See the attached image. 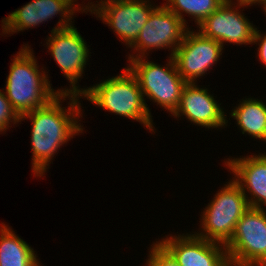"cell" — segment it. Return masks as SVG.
I'll return each instance as SVG.
<instances>
[{"label": "cell", "instance_id": "22", "mask_svg": "<svg viewBox=\"0 0 266 266\" xmlns=\"http://www.w3.org/2000/svg\"><path fill=\"white\" fill-rule=\"evenodd\" d=\"M236 2L239 4L248 5L249 7L252 6L253 4L254 6L258 4V0H236L235 3Z\"/></svg>", "mask_w": 266, "mask_h": 266}, {"label": "cell", "instance_id": "6", "mask_svg": "<svg viewBox=\"0 0 266 266\" xmlns=\"http://www.w3.org/2000/svg\"><path fill=\"white\" fill-rule=\"evenodd\" d=\"M225 247L230 266H266V208L248 209Z\"/></svg>", "mask_w": 266, "mask_h": 266}, {"label": "cell", "instance_id": "1", "mask_svg": "<svg viewBox=\"0 0 266 266\" xmlns=\"http://www.w3.org/2000/svg\"><path fill=\"white\" fill-rule=\"evenodd\" d=\"M67 98V99H66ZM81 95L60 93L46 106L32 110L20 116V122L31 120V152L32 172L35 177L46 175L49 164L56 152L75 135L84 133L80 103ZM64 100L68 102L67 109L62 107Z\"/></svg>", "mask_w": 266, "mask_h": 266}, {"label": "cell", "instance_id": "9", "mask_svg": "<svg viewBox=\"0 0 266 266\" xmlns=\"http://www.w3.org/2000/svg\"><path fill=\"white\" fill-rule=\"evenodd\" d=\"M80 11L87 13L85 6L77 4V0H33L2 19V34L13 35L29 28L33 29L57 15L61 19L51 31L69 28L74 26V14Z\"/></svg>", "mask_w": 266, "mask_h": 266}, {"label": "cell", "instance_id": "7", "mask_svg": "<svg viewBox=\"0 0 266 266\" xmlns=\"http://www.w3.org/2000/svg\"><path fill=\"white\" fill-rule=\"evenodd\" d=\"M152 5L150 0H99L97 4L88 2L85 8L111 26L119 41L129 48L157 7Z\"/></svg>", "mask_w": 266, "mask_h": 266}, {"label": "cell", "instance_id": "23", "mask_svg": "<svg viewBox=\"0 0 266 266\" xmlns=\"http://www.w3.org/2000/svg\"><path fill=\"white\" fill-rule=\"evenodd\" d=\"M258 5H261L264 10L266 8V0H258Z\"/></svg>", "mask_w": 266, "mask_h": 266}, {"label": "cell", "instance_id": "20", "mask_svg": "<svg viewBox=\"0 0 266 266\" xmlns=\"http://www.w3.org/2000/svg\"><path fill=\"white\" fill-rule=\"evenodd\" d=\"M12 122V123H11ZM20 122V116L13 109L10 101L6 98L4 90H0V134L6 133L9 127Z\"/></svg>", "mask_w": 266, "mask_h": 266}, {"label": "cell", "instance_id": "11", "mask_svg": "<svg viewBox=\"0 0 266 266\" xmlns=\"http://www.w3.org/2000/svg\"><path fill=\"white\" fill-rule=\"evenodd\" d=\"M223 50L218 41L203 36L198 29H188L172 57L181 77L187 83H196L217 64Z\"/></svg>", "mask_w": 266, "mask_h": 266}, {"label": "cell", "instance_id": "21", "mask_svg": "<svg viewBox=\"0 0 266 266\" xmlns=\"http://www.w3.org/2000/svg\"><path fill=\"white\" fill-rule=\"evenodd\" d=\"M255 28L252 44L258 45L257 56L258 60L266 66V34Z\"/></svg>", "mask_w": 266, "mask_h": 266}, {"label": "cell", "instance_id": "14", "mask_svg": "<svg viewBox=\"0 0 266 266\" xmlns=\"http://www.w3.org/2000/svg\"><path fill=\"white\" fill-rule=\"evenodd\" d=\"M208 88H200L197 83H187L174 113L175 118L185 116L188 121L208 129L227 127L228 120L221 103L218 104Z\"/></svg>", "mask_w": 266, "mask_h": 266}, {"label": "cell", "instance_id": "19", "mask_svg": "<svg viewBox=\"0 0 266 266\" xmlns=\"http://www.w3.org/2000/svg\"><path fill=\"white\" fill-rule=\"evenodd\" d=\"M146 260L147 266H180L174 257L158 242H153Z\"/></svg>", "mask_w": 266, "mask_h": 266}, {"label": "cell", "instance_id": "10", "mask_svg": "<svg viewBox=\"0 0 266 266\" xmlns=\"http://www.w3.org/2000/svg\"><path fill=\"white\" fill-rule=\"evenodd\" d=\"M189 25L185 23L163 4L152 11L148 21L140 31L135 42L130 46L133 53L128 59H136L149 56L151 50L168 49L173 55L182 43ZM135 51V52H134ZM136 53V54H135Z\"/></svg>", "mask_w": 266, "mask_h": 266}, {"label": "cell", "instance_id": "15", "mask_svg": "<svg viewBox=\"0 0 266 266\" xmlns=\"http://www.w3.org/2000/svg\"><path fill=\"white\" fill-rule=\"evenodd\" d=\"M225 160L226 169L228 168L230 174L231 172L234 174L232 179L240 186L250 208L264 209L266 207V154H252Z\"/></svg>", "mask_w": 266, "mask_h": 266}, {"label": "cell", "instance_id": "5", "mask_svg": "<svg viewBox=\"0 0 266 266\" xmlns=\"http://www.w3.org/2000/svg\"><path fill=\"white\" fill-rule=\"evenodd\" d=\"M168 58L165 66L147 57L128 59L127 68L136 77L143 96L173 114L187 82L178 73L173 57Z\"/></svg>", "mask_w": 266, "mask_h": 266}, {"label": "cell", "instance_id": "13", "mask_svg": "<svg viewBox=\"0 0 266 266\" xmlns=\"http://www.w3.org/2000/svg\"><path fill=\"white\" fill-rule=\"evenodd\" d=\"M167 236L158 242L180 266H230L223 244L200 238L193 232Z\"/></svg>", "mask_w": 266, "mask_h": 266}, {"label": "cell", "instance_id": "8", "mask_svg": "<svg viewBox=\"0 0 266 266\" xmlns=\"http://www.w3.org/2000/svg\"><path fill=\"white\" fill-rule=\"evenodd\" d=\"M50 32L46 47L48 46V51L70 83V88H60L57 91L81 95L83 88L77 83L85 72L86 63L89 62L88 57L91 56L89 46L75 26Z\"/></svg>", "mask_w": 266, "mask_h": 266}, {"label": "cell", "instance_id": "17", "mask_svg": "<svg viewBox=\"0 0 266 266\" xmlns=\"http://www.w3.org/2000/svg\"><path fill=\"white\" fill-rule=\"evenodd\" d=\"M241 100L231 110L230 116L236 120L242 134L266 142V104L251 97Z\"/></svg>", "mask_w": 266, "mask_h": 266}, {"label": "cell", "instance_id": "2", "mask_svg": "<svg viewBox=\"0 0 266 266\" xmlns=\"http://www.w3.org/2000/svg\"><path fill=\"white\" fill-rule=\"evenodd\" d=\"M13 56L3 90L13 109L22 116L46 106L60 93L53 89L48 72L43 67L39 69L33 49L28 44Z\"/></svg>", "mask_w": 266, "mask_h": 266}, {"label": "cell", "instance_id": "16", "mask_svg": "<svg viewBox=\"0 0 266 266\" xmlns=\"http://www.w3.org/2000/svg\"><path fill=\"white\" fill-rule=\"evenodd\" d=\"M0 225V266H39L35 250L4 222Z\"/></svg>", "mask_w": 266, "mask_h": 266}, {"label": "cell", "instance_id": "4", "mask_svg": "<svg viewBox=\"0 0 266 266\" xmlns=\"http://www.w3.org/2000/svg\"><path fill=\"white\" fill-rule=\"evenodd\" d=\"M203 209L201 231L193 233L208 241L226 245L234 234L237 222L250 206L240 186L231 179Z\"/></svg>", "mask_w": 266, "mask_h": 266}, {"label": "cell", "instance_id": "3", "mask_svg": "<svg viewBox=\"0 0 266 266\" xmlns=\"http://www.w3.org/2000/svg\"><path fill=\"white\" fill-rule=\"evenodd\" d=\"M81 97L105 111L136 120L150 130V133H156L146 98L136 77L127 67L117 76L83 88Z\"/></svg>", "mask_w": 266, "mask_h": 266}, {"label": "cell", "instance_id": "18", "mask_svg": "<svg viewBox=\"0 0 266 266\" xmlns=\"http://www.w3.org/2000/svg\"><path fill=\"white\" fill-rule=\"evenodd\" d=\"M163 5L175 13L187 26L184 13L194 19L199 26L209 15L217 10L225 0H165ZM184 12V13H183Z\"/></svg>", "mask_w": 266, "mask_h": 266}, {"label": "cell", "instance_id": "12", "mask_svg": "<svg viewBox=\"0 0 266 266\" xmlns=\"http://www.w3.org/2000/svg\"><path fill=\"white\" fill-rule=\"evenodd\" d=\"M241 7L245 8L248 5L225 0L217 10L197 26L198 31L203 36L218 41L223 48L224 43H232L236 46L252 45L256 27L245 17L243 10L241 13Z\"/></svg>", "mask_w": 266, "mask_h": 266}]
</instances>
